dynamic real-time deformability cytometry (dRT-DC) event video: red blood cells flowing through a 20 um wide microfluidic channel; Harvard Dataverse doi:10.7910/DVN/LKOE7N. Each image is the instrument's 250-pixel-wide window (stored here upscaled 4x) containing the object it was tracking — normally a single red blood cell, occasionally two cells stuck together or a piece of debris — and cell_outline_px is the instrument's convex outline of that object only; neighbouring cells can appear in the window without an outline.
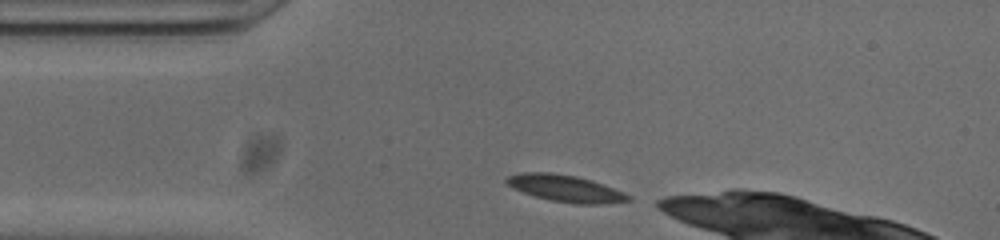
{"species": "common noctule bat (a hibernating species)", "species_latin": "Nyctalus noctula", "temperature_condition": "cold", "stored_images_in_passage": 11, "camera_frame_rate_fps": 3000, "um_per_image_px": 0.085, "animal": {"sex": "male", "body_mass_g": 20.0, "forearm_length_mm": 53.3}, "frame": {"image": 1, "passage_image": 1, "time_ms": 0.0, "image_size_px": [1000, 240], "cell_outline_px": [[632, 200], [604, 204], [576, 204], [552, 200], [536, 196], [512, 188], [504, 180], [508, 176], [520, 172], [548, 172], [576, 176], [592, 180], [632, 196]], "centroid_in_image_um": [48.07, 16.01], "position_along_channel_um": 36.9, "area_um2": 18.84}}
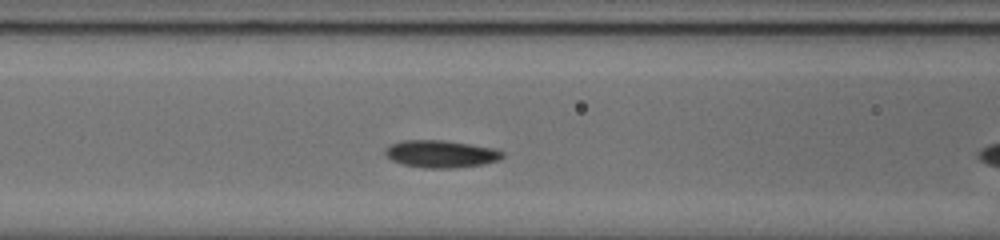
{"frame": {"image": 2, "passage_image": 10, "time_ms": 3.0, "image_size_px": [1000, 240], "cell_outline_px": [[504, 156], [496, 160], [484, 164], [452, 168], [424, 168], [400, 164], [392, 160], [384, 152], [384, 148], [388, 144], [400, 140], [444, 140], [496, 148], [504, 152]], "centroid_in_image_um": [37.44, 13.07], "position_along_channel_um": 129.2, "area_um2": 18.9}}